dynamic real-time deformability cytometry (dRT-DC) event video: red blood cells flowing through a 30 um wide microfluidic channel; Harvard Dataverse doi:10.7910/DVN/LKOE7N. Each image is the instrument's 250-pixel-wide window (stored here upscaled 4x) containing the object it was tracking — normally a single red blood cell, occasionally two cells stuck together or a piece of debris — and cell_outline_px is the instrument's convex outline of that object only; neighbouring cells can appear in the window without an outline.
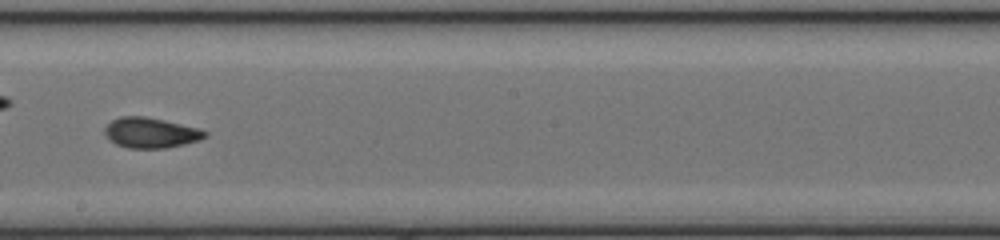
{"species": "common noctule bat (a hibernating species)", "species_latin": "Nyctalus noctula", "temperature_condition": "cold", "stored_images_in_passage": 52, "camera_frame_rate_fps": 3000, "um_per_image_px": 0.085, "animal": {"sex": "female", "body_mass_g": 17.0, "forearm_length_mm": 48.0}, "frame": {"image": 1, "passage_image": 30, "time_ms": 9.667, "image_size_px": [1000, 240], "cell_outline_px": [[208, 136], [200, 140], [184, 144], [164, 148], [128, 148], [116, 144], [104, 132], [104, 128], [112, 120], [120, 116], [144, 116], [164, 120], [200, 128], [208, 132]], "centroid_in_image_um": [12.85, 11.28], "position_along_channel_um": 235.3, "area_um2": 17.69}}
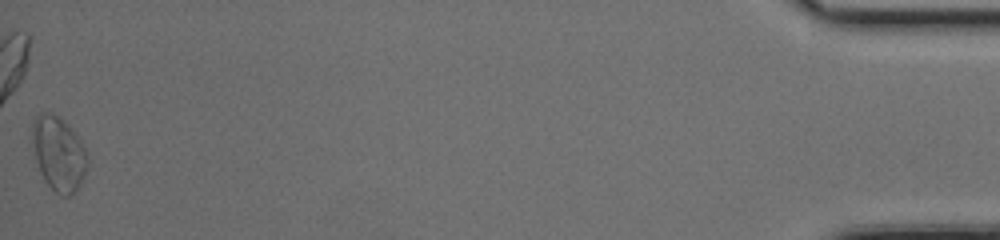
{"frame": {"image": 2, "passage_image": 52, "time_ms": 17.0, "image_size_px": [1000, 240], "cell_outline_px": [[88, 164], [84, 176], [80, 184], [68, 196], [60, 196], [44, 180], [28, 140], [32, 124], [36, 116], [40, 112], [52, 112], [64, 120], [68, 124], [80, 140], [88, 152]], "centroid_in_image_um": [4.94, 13.0], "position_along_channel_um": 430.3, "area_um2": 24.39}, "authors_computed_cell_mechanics": {"area_um2": 17.8024, "velocity_mm_per_s": 4.0155, "shape_relaxation_time_tau1_ms": 3.0308, "shape_relaxation_time_tau2_ms": 1.4559, "deformation_change_tau1": 0.1192, "deformation_change_tau2": 0.0767}}